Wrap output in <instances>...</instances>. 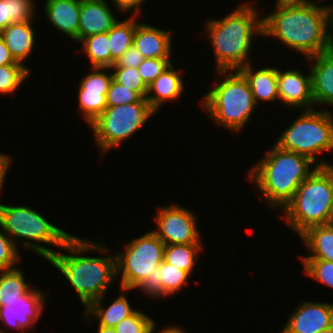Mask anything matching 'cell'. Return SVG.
<instances>
[{
    "label": "cell",
    "instance_id": "cell-1",
    "mask_svg": "<svg viewBox=\"0 0 333 333\" xmlns=\"http://www.w3.org/2000/svg\"><path fill=\"white\" fill-rule=\"evenodd\" d=\"M319 1V2H318ZM315 0L308 4H275L263 17V37L281 41L302 54L304 60L333 49L331 3ZM322 4V5H321Z\"/></svg>",
    "mask_w": 333,
    "mask_h": 333
},
{
    "label": "cell",
    "instance_id": "cell-2",
    "mask_svg": "<svg viewBox=\"0 0 333 333\" xmlns=\"http://www.w3.org/2000/svg\"><path fill=\"white\" fill-rule=\"evenodd\" d=\"M102 242V238L95 242L72 235L60 248L62 251H57L48 260L74 289L83 309L106 296L114 280H118L115 253L107 255L111 248ZM93 251L102 253L103 257L85 256Z\"/></svg>",
    "mask_w": 333,
    "mask_h": 333
},
{
    "label": "cell",
    "instance_id": "cell-3",
    "mask_svg": "<svg viewBox=\"0 0 333 333\" xmlns=\"http://www.w3.org/2000/svg\"><path fill=\"white\" fill-rule=\"evenodd\" d=\"M255 2H239L226 16L206 19L204 32L213 48L215 71L240 70L253 62L254 40L263 39V12Z\"/></svg>",
    "mask_w": 333,
    "mask_h": 333
},
{
    "label": "cell",
    "instance_id": "cell-4",
    "mask_svg": "<svg viewBox=\"0 0 333 333\" xmlns=\"http://www.w3.org/2000/svg\"><path fill=\"white\" fill-rule=\"evenodd\" d=\"M317 167L310 158L285 150L274 142L260 161L247 170L246 180L256 186L267 208L277 211L286 206L299 185Z\"/></svg>",
    "mask_w": 333,
    "mask_h": 333
},
{
    "label": "cell",
    "instance_id": "cell-5",
    "mask_svg": "<svg viewBox=\"0 0 333 333\" xmlns=\"http://www.w3.org/2000/svg\"><path fill=\"white\" fill-rule=\"evenodd\" d=\"M215 73L220 78L212 82L210 90L201 97L200 104L214 125L231 133H240L253 119L258 107L252 90L239 70Z\"/></svg>",
    "mask_w": 333,
    "mask_h": 333
},
{
    "label": "cell",
    "instance_id": "cell-6",
    "mask_svg": "<svg viewBox=\"0 0 333 333\" xmlns=\"http://www.w3.org/2000/svg\"><path fill=\"white\" fill-rule=\"evenodd\" d=\"M0 225L18 249L23 245L46 261L72 236L32 207L7 205L3 201L0 202Z\"/></svg>",
    "mask_w": 333,
    "mask_h": 333
},
{
    "label": "cell",
    "instance_id": "cell-7",
    "mask_svg": "<svg viewBox=\"0 0 333 333\" xmlns=\"http://www.w3.org/2000/svg\"><path fill=\"white\" fill-rule=\"evenodd\" d=\"M282 212L284 214H282ZM288 230L300 236L308 228L328 224L333 218V182L330 171L318 166L280 211Z\"/></svg>",
    "mask_w": 333,
    "mask_h": 333
},
{
    "label": "cell",
    "instance_id": "cell-8",
    "mask_svg": "<svg viewBox=\"0 0 333 333\" xmlns=\"http://www.w3.org/2000/svg\"><path fill=\"white\" fill-rule=\"evenodd\" d=\"M327 109L299 111L300 114L279 134L275 143L310 158L318 166H326L328 158L324 160L318 156L323 152H333V112Z\"/></svg>",
    "mask_w": 333,
    "mask_h": 333
},
{
    "label": "cell",
    "instance_id": "cell-9",
    "mask_svg": "<svg viewBox=\"0 0 333 333\" xmlns=\"http://www.w3.org/2000/svg\"><path fill=\"white\" fill-rule=\"evenodd\" d=\"M154 114L157 113L150 107L146 98L131 104L106 107L89 125L101 155L124 144V141L142 130Z\"/></svg>",
    "mask_w": 333,
    "mask_h": 333
},
{
    "label": "cell",
    "instance_id": "cell-10",
    "mask_svg": "<svg viewBox=\"0 0 333 333\" xmlns=\"http://www.w3.org/2000/svg\"><path fill=\"white\" fill-rule=\"evenodd\" d=\"M165 246L152 230L125 243L123 251L115 253L120 287L133 290L152 275L163 261Z\"/></svg>",
    "mask_w": 333,
    "mask_h": 333
},
{
    "label": "cell",
    "instance_id": "cell-11",
    "mask_svg": "<svg viewBox=\"0 0 333 333\" xmlns=\"http://www.w3.org/2000/svg\"><path fill=\"white\" fill-rule=\"evenodd\" d=\"M157 207L152 231L165 245L202 243L198 215L179 203Z\"/></svg>",
    "mask_w": 333,
    "mask_h": 333
},
{
    "label": "cell",
    "instance_id": "cell-12",
    "mask_svg": "<svg viewBox=\"0 0 333 333\" xmlns=\"http://www.w3.org/2000/svg\"><path fill=\"white\" fill-rule=\"evenodd\" d=\"M35 288L32 287L20 300L4 302V306L0 307V322L8 330L30 333L39 324L37 322L45 312L49 294Z\"/></svg>",
    "mask_w": 333,
    "mask_h": 333
},
{
    "label": "cell",
    "instance_id": "cell-13",
    "mask_svg": "<svg viewBox=\"0 0 333 333\" xmlns=\"http://www.w3.org/2000/svg\"><path fill=\"white\" fill-rule=\"evenodd\" d=\"M78 84V113L83 116L88 126L107 107L106 96L113 74L110 68L90 67Z\"/></svg>",
    "mask_w": 333,
    "mask_h": 333
},
{
    "label": "cell",
    "instance_id": "cell-14",
    "mask_svg": "<svg viewBox=\"0 0 333 333\" xmlns=\"http://www.w3.org/2000/svg\"><path fill=\"white\" fill-rule=\"evenodd\" d=\"M301 69H280L277 66V82L279 106L286 109L312 110L316 109L312 96L311 73L306 74Z\"/></svg>",
    "mask_w": 333,
    "mask_h": 333
},
{
    "label": "cell",
    "instance_id": "cell-15",
    "mask_svg": "<svg viewBox=\"0 0 333 333\" xmlns=\"http://www.w3.org/2000/svg\"><path fill=\"white\" fill-rule=\"evenodd\" d=\"M301 301L280 333H317L333 326V303Z\"/></svg>",
    "mask_w": 333,
    "mask_h": 333
},
{
    "label": "cell",
    "instance_id": "cell-16",
    "mask_svg": "<svg viewBox=\"0 0 333 333\" xmlns=\"http://www.w3.org/2000/svg\"><path fill=\"white\" fill-rule=\"evenodd\" d=\"M192 277L184 270L162 261L152 275L142 280L133 290H140L147 298L169 299L184 290ZM188 282V283H187Z\"/></svg>",
    "mask_w": 333,
    "mask_h": 333
},
{
    "label": "cell",
    "instance_id": "cell-17",
    "mask_svg": "<svg viewBox=\"0 0 333 333\" xmlns=\"http://www.w3.org/2000/svg\"><path fill=\"white\" fill-rule=\"evenodd\" d=\"M137 20L133 46L144 58L172 59L174 46L172 30L162 29L155 25L144 23V19Z\"/></svg>",
    "mask_w": 333,
    "mask_h": 333
},
{
    "label": "cell",
    "instance_id": "cell-18",
    "mask_svg": "<svg viewBox=\"0 0 333 333\" xmlns=\"http://www.w3.org/2000/svg\"><path fill=\"white\" fill-rule=\"evenodd\" d=\"M110 6L108 0H80L79 43L88 36L108 32L119 20Z\"/></svg>",
    "mask_w": 333,
    "mask_h": 333
},
{
    "label": "cell",
    "instance_id": "cell-19",
    "mask_svg": "<svg viewBox=\"0 0 333 333\" xmlns=\"http://www.w3.org/2000/svg\"><path fill=\"white\" fill-rule=\"evenodd\" d=\"M314 105L333 107V49L307 58Z\"/></svg>",
    "mask_w": 333,
    "mask_h": 333
},
{
    "label": "cell",
    "instance_id": "cell-20",
    "mask_svg": "<svg viewBox=\"0 0 333 333\" xmlns=\"http://www.w3.org/2000/svg\"><path fill=\"white\" fill-rule=\"evenodd\" d=\"M120 293L114 298L110 304L107 305L103 303L105 301V295L93 302H91L83 311L82 319H87V322L90 324L96 320L98 325H102L105 327H115L118 323H120L125 318L132 315L136 308L131 306V302L125 295L126 292L133 291L131 289L121 288ZM106 304V305H104Z\"/></svg>",
    "mask_w": 333,
    "mask_h": 333
},
{
    "label": "cell",
    "instance_id": "cell-21",
    "mask_svg": "<svg viewBox=\"0 0 333 333\" xmlns=\"http://www.w3.org/2000/svg\"><path fill=\"white\" fill-rule=\"evenodd\" d=\"M44 14L61 34L79 44L80 0H46Z\"/></svg>",
    "mask_w": 333,
    "mask_h": 333
},
{
    "label": "cell",
    "instance_id": "cell-22",
    "mask_svg": "<svg viewBox=\"0 0 333 333\" xmlns=\"http://www.w3.org/2000/svg\"><path fill=\"white\" fill-rule=\"evenodd\" d=\"M173 64L148 86L146 100L156 113L165 103L170 101L174 103L183 96L182 93L185 90L183 69H175Z\"/></svg>",
    "mask_w": 333,
    "mask_h": 333
},
{
    "label": "cell",
    "instance_id": "cell-23",
    "mask_svg": "<svg viewBox=\"0 0 333 333\" xmlns=\"http://www.w3.org/2000/svg\"><path fill=\"white\" fill-rule=\"evenodd\" d=\"M253 66V62L249 63L239 71L248 81L256 105L259 106L261 102L271 104L276 100L279 102L277 66H264L258 69Z\"/></svg>",
    "mask_w": 333,
    "mask_h": 333
},
{
    "label": "cell",
    "instance_id": "cell-24",
    "mask_svg": "<svg viewBox=\"0 0 333 333\" xmlns=\"http://www.w3.org/2000/svg\"><path fill=\"white\" fill-rule=\"evenodd\" d=\"M33 23V21L12 23L0 32V37L14 60L23 65H26L24 63L34 51L35 41L38 39Z\"/></svg>",
    "mask_w": 333,
    "mask_h": 333
},
{
    "label": "cell",
    "instance_id": "cell-25",
    "mask_svg": "<svg viewBox=\"0 0 333 333\" xmlns=\"http://www.w3.org/2000/svg\"><path fill=\"white\" fill-rule=\"evenodd\" d=\"M299 238L308 253L307 256H298L299 259L333 261V228L329 224L312 226Z\"/></svg>",
    "mask_w": 333,
    "mask_h": 333
},
{
    "label": "cell",
    "instance_id": "cell-26",
    "mask_svg": "<svg viewBox=\"0 0 333 333\" xmlns=\"http://www.w3.org/2000/svg\"><path fill=\"white\" fill-rule=\"evenodd\" d=\"M138 17V18H137ZM139 16H129L128 18L119 19L113 27L107 32L111 51V67L125 51L133 46L137 19Z\"/></svg>",
    "mask_w": 333,
    "mask_h": 333
},
{
    "label": "cell",
    "instance_id": "cell-27",
    "mask_svg": "<svg viewBox=\"0 0 333 333\" xmlns=\"http://www.w3.org/2000/svg\"><path fill=\"white\" fill-rule=\"evenodd\" d=\"M203 243L166 245L163 261L172 264L193 276L198 255L204 251Z\"/></svg>",
    "mask_w": 333,
    "mask_h": 333
},
{
    "label": "cell",
    "instance_id": "cell-28",
    "mask_svg": "<svg viewBox=\"0 0 333 333\" xmlns=\"http://www.w3.org/2000/svg\"><path fill=\"white\" fill-rule=\"evenodd\" d=\"M20 267L0 270V307L4 302L20 300L33 286L28 284L26 275Z\"/></svg>",
    "mask_w": 333,
    "mask_h": 333
},
{
    "label": "cell",
    "instance_id": "cell-29",
    "mask_svg": "<svg viewBox=\"0 0 333 333\" xmlns=\"http://www.w3.org/2000/svg\"><path fill=\"white\" fill-rule=\"evenodd\" d=\"M35 9V0H0V32L12 23L36 20Z\"/></svg>",
    "mask_w": 333,
    "mask_h": 333
},
{
    "label": "cell",
    "instance_id": "cell-30",
    "mask_svg": "<svg viewBox=\"0 0 333 333\" xmlns=\"http://www.w3.org/2000/svg\"><path fill=\"white\" fill-rule=\"evenodd\" d=\"M82 54L90 67L111 68V51L107 32L88 36L80 41Z\"/></svg>",
    "mask_w": 333,
    "mask_h": 333
},
{
    "label": "cell",
    "instance_id": "cell-31",
    "mask_svg": "<svg viewBox=\"0 0 333 333\" xmlns=\"http://www.w3.org/2000/svg\"><path fill=\"white\" fill-rule=\"evenodd\" d=\"M31 72V68L23 64L0 66V95L14 94L28 80Z\"/></svg>",
    "mask_w": 333,
    "mask_h": 333
},
{
    "label": "cell",
    "instance_id": "cell-32",
    "mask_svg": "<svg viewBox=\"0 0 333 333\" xmlns=\"http://www.w3.org/2000/svg\"><path fill=\"white\" fill-rule=\"evenodd\" d=\"M306 276L315 279L320 284L333 288V261L323 259H299Z\"/></svg>",
    "mask_w": 333,
    "mask_h": 333
},
{
    "label": "cell",
    "instance_id": "cell-33",
    "mask_svg": "<svg viewBox=\"0 0 333 333\" xmlns=\"http://www.w3.org/2000/svg\"><path fill=\"white\" fill-rule=\"evenodd\" d=\"M110 69L116 82L135 91L141 98H146L148 86L144 83L137 68L112 66Z\"/></svg>",
    "mask_w": 333,
    "mask_h": 333
},
{
    "label": "cell",
    "instance_id": "cell-34",
    "mask_svg": "<svg viewBox=\"0 0 333 333\" xmlns=\"http://www.w3.org/2000/svg\"><path fill=\"white\" fill-rule=\"evenodd\" d=\"M156 321L142 310H136L132 315L118 323L116 333H150Z\"/></svg>",
    "mask_w": 333,
    "mask_h": 333
},
{
    "label": "cell",
    "instance_id": "cell-35",
    "mask_svg": "<svg viewBox=\"0 0 333 333\" xmlns=\"http://www.w3.org/2000/svg\"><path fill=\"white\" fill-rule=\"evenodd\" d=\"M0 230V270L18 267L23 257L1 225Z\"/></svg>",
    "mask_w": 333,
    "mask_h": 333
},
{
    "label": "cell",
    "instance_id": "cell-36",
    "mask_svg": "<svg viewBox=\"0 0 333 333\" xmlns=\"http://www.w3.org/2000/svg\"><path fill=\"white\" fill-rule=\"evenodd\" d=\"M142 98L133 90L112 79L106 96L107 107L139 102Z\"/></svg>",
    "mask_w": 333,
    "mask_h": 333
},
{
    "label": "cell",
    "instance_id": "cell-37",
    "mask_svg": "<svg viewBox=\"0 0 333 333\" xmlns=\"http://www.w3.org/2000/svg\"><path fill=\"white\" fill-rule=\"evenodd\" d=\"M172 61V59L145 58L137 69L144 83L149 86L173 63Z\"/></svg>",
    "mask_w": 333,
    "mask_h": 333
},
{
    "label": "cell",
    "instance_id": "cell-38",
    "mask_svg": "<svg viewBox=\"0 0 333 333\" xmlns=\"http://www.w3.org/2000/svg\"><path fill=\"white\" fill-rule=\"evenodd\" d=\"M147 0H111L113 8L119 11L120 13H131L133 16H141L145 19L144 15H142L143 11L142 6L143 3H146ZM133 11V12H132ZM142 12V13H141Z\"/></svg>",
    "mask_w": 333,
    "mask_h": 333
},
{
    "label": "cell",
    "instance_id": "cell-39",
    "mask_svg": "<svg viewBox=\"0 0 333 333\" xmlns=\"http://www.w3.org/2000/svg\"><path fill=\"white\" fill-rule=\"evenodd\" d=\"M142 53L131 46L123 55L117 59L113 66H125L130 68H138L139 64L144 60Z\"/></svg>",
    "mask_w": 333,
    "mask_h": 333
},
{
    "label": "cell",
    "instance_id": "cell-40",
    "mask_svg": "<svg viewBox=\"0 0 333 333\" xmlns=\"http://www.w3.org/2000/svg\"><path fill=\"white\" fill-rule=\"evenodd\" d=\"M13 155L10 154H4L1 153L0 151V196H1V192L4 190V184L6 183L5 180L6 177L8 178V174H9V170L11 168L12 165V161H13ZM3 189V190H2Z\"/></svg>",
    "mask_w": 333,
    "mask_h": 333
},
{
    "label": "cell",
    "instance_id": "cell-41",
    "mask_svg": "<svg viewBox=\"0 0 333 333\" xmlns=\"http://www.w3.org/2000/svg\"><path fill=\"white\" fill-rule=\"evenodd\" d=\"M8 64H21V63H18L14 60V58L10 53V50L5 45L4 40L0 37V66Z\"/></svg>",
    "mask_w": 333,
    "mask_h": 333
},
{
    "label": "cell",
    "instance_id": "cell-42",
    "mask_svg": "<svg viewBox=\"0 0 333 333\" xmlns=\"http://www.w3.org/2000/svg\"><path fill=\"white\" fill-rule=\"evenodd\" d=\"M157 324L156 323L150 330V333H187L185 328L182 329L183 327L180 325H170V326H165L162 329H160L158 332H156L157 330ZM174 325V326H173Z\"/></svg>",
    "mask_w": 333,
    "mask_h": 333
},
{
    "label": "cell",
    "instance_id": "cell-43",
    "mask_svg": "<svg viewBox=\"0 0 333 333\" xmlns=\"http://www.w3.org/2000/svg\"><path fill=\"white\" fill-rule=\"evenodd\" d=\"M275 4H308L313 0H275Z\"/></svg>",
    "mask_w": 333,
    "mask_h": 333
},
{
    "label": "cell",
    "instance_id": "cell-44",
    "mask_svg": "<svg viewBox=\"0 0 333 333\" xmlns=\"http://www.w3.org/2000/svg\"><path fill=\"white\" fill-rule=\"evenodd\" d=\"M97 333H116L114 327L98 325Z\"/></svg>",
    "mask_w": 333,
    "mask_h": 333
},
{
    "label": "cell",
    "instance_id": "cell-45",
    "mask_svg": "<svg viewBox=\"0 0 333 333\" xmlns=\"http://www.w3.org/2000/svg\"><path fill=\"white\" fill-rule=\"evenodd\" d=\"M325 167L330 171V175H331L332 182H333V163H328Z\"/></svg>",
    "mask_w": 333,
    "mask_h": 333
},
{
    "label": "cell",
    "instance_id": "cell-46",
    "mask_svg": "<svg viewBox=\"0 0 333 333\" xmlns=\"http://www.w3.org/2000/svg\"><path fill=\"white\" fill-rule=\"evenodd\" d=\"M317 333H333V326L329 327L327 329L321 330L320 332Z\"/></svg>",
    "mask_w": 333,
    "mask_h": 333
},
{
    "label": "cell",
    "instance_id": "cell-47",
    "mask_svg": "<svg viewBox=\"0 0 333 333\" xmlns=\"http://www.w3.org/2000/svg\"><path fill=\"white\" fill-rule=\"evenodd\" d=\"M9 331H5L2 327L0 328V333H8Z\"/></svg>",
    "mask_w": 333,
    "mask_h": 333
},
{
    "label": "cell",
    "instance_id": "cell-48",
    "mask_svg": "<svg viewBox=\"0 0 333 333\" xmlns=\"http://www.w3.org/2000/svg\"><path fill=\"white\" fill-rule=\"evenodd\" d=\"M333 228V218L328 223Z\"/></svg>",
    "mask_w": 333,
    "mask_h": 333
},
{
    "label": "cell",
    "instance_id": "cell-49",
    "mask_svg": "<svg viewBox=\"0 0 333 333\" xmlns=\"http://www.w3.org/2000/svg\"><path fill=\"white\" fill-rule=\"evenodd\" d=\"M331 6H332V23H333V4L332 3H331Z\"/></svg>",
    "mask_w": 333,
    "mask_h": 333
}]
</instances>
